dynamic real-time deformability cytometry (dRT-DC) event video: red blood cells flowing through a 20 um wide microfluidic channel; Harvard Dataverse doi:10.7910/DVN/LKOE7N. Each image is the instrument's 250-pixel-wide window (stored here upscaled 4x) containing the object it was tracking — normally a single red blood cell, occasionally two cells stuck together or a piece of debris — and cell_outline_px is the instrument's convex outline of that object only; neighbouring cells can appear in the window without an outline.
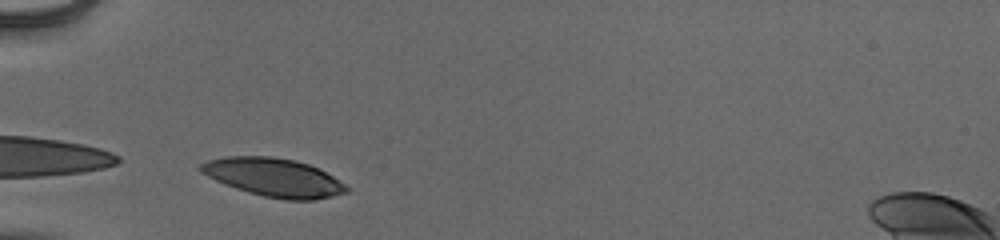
{"species": "human", "species_latin": "Homo sapiens", "temperature_condition": "cold", "stored_images_in_passage": 29, "camera_frame_rate_fps": 3000, "um_per_image_px": 0.085, "donor": {"sex": "male"}, "frame": {"image": 1, "passage_image": 1, "time_ms": 0.0, "image_size_px": [1000, 240], "cell_outline_px": [[348, 192], [332, 196], [312, 200], [284, 200], [264, 196], [248, 192], [224, 184], [200, 172], [200, 164], [208, 160], [224, 156], [272, 156], [296, 160], [308, 164], [332, 176], [344, 184], [348, 188]], "centroid_in_image_um": [23.24, 15.07], "position_along_channel_um": 61.8, "area_um2": 32.37}}
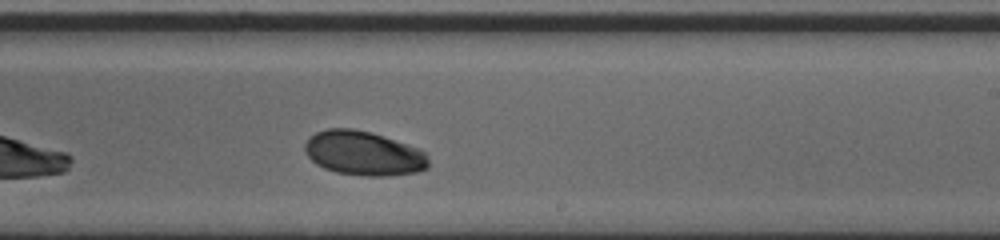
{"frame": {"image": 2, "passage_image": 17, "time_ms": 5.333, "image_size_px": [1000, 240], "cell_outline_px": [[428, 168], [416, 172], [388, 176], [364, 176], [336, 172], [324, 168], [316, 164], [304, 152], [304, 144], [308, 136], [316, 132], [328, 128], [352, 128], [372, 132], [420, 148], [424, 152], [428, 160]], "centroid_in_image_um": [30.88, 13.02], "position_along_channel_um": 258.1, "area_um2": 32.25}}
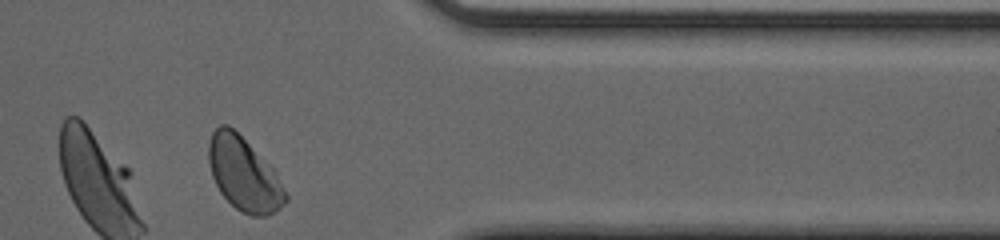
{"frame": {"image": 3, "passage_image": 28, "time_ms": 9.0, "image_size_px": [1000, 240], "cell_outline_px": [[288, 200], [284, 204], [268, 216], [252, 216], [236, 208], [220, 192], [212, 176], [208, 160], [208, 144], [212, 132], [220, 124], [228, 124], [276, 172], [288, 196]], "centroid_in_image_um": [20.72, 14.81], "position_along_channel_um": 390.7, "area_um2": 32.37}, "authors_computed_cell_mechanics": {"area_um2": 32.2524, "velocity_mm_per_s": 3.8835, "shape_relaxation_time_tau1_ms": 4.0577, "shape_relaxation_time_tau2_ms": null, "deformation_change_tau1": 0.1554, "deformation_change_tau2": null}}